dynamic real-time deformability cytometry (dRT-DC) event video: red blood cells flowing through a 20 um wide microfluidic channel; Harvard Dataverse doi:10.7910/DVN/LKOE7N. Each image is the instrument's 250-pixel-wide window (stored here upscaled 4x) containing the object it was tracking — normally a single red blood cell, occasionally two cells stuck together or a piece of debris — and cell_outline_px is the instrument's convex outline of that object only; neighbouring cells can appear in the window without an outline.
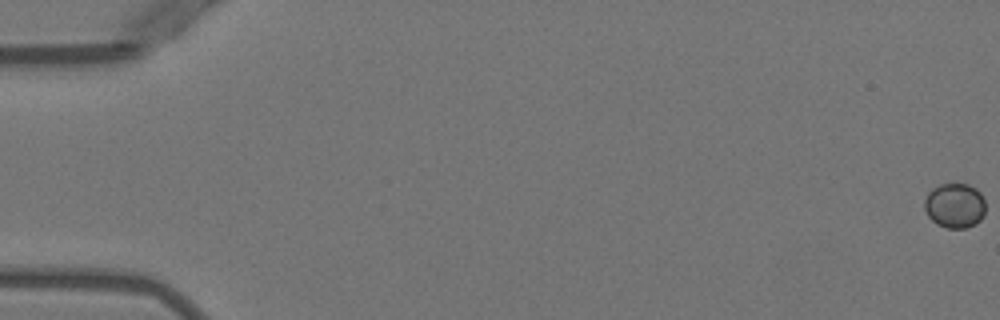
{"species": "Egyptian fruit bat (a non-hibernating species)", "species_latin": "Rousettus aegyptiacus", "temperature_condition": "warm", "stored_images_in_passage": 2, "segment_of_instrument_passage": [2, 2], "camera_frame_rate_fps": 3000, "um_per_image_px": 0.085, "animal": {"sex": "female"}, "frame": {"image": 1, "passage_image": 2, "time_ms": 2.333, "image_size_px": [1000, 320], "cell_outline_px": [[984, 216], [976, 224], [964, 228], [948, 228], [936, 224], [928, 216], [924, 208], [924, 200], [928, 192], [932, 188], [940, 184], [952, 180], [956, 180], [968, 184], [976, 188], [980, 192], [984, 200]], "centroid_in_image_um": [81.14, 17.41], "position_along_channel_um": 3.9, "area_um2": 16.53}}